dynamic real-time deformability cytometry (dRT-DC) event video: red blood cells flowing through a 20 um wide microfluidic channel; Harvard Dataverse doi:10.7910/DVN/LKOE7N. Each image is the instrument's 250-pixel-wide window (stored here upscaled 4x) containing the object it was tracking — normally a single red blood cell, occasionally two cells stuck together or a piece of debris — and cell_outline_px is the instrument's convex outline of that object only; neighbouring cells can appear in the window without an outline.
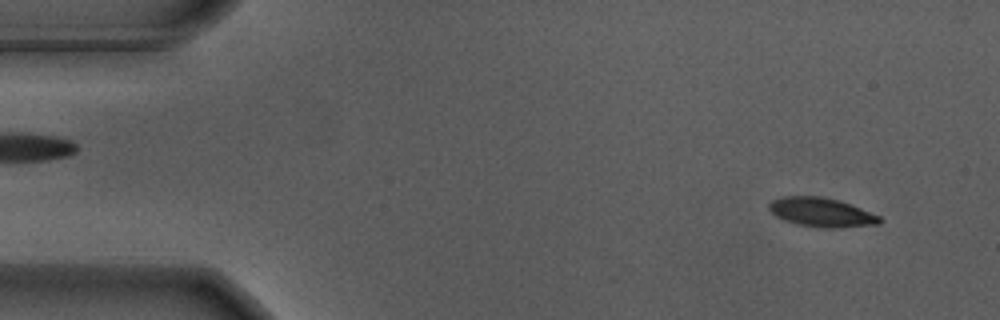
{"species": "Egyptian fruit bat (a non-hibernating species)", "species_latin": "Rousettus aegyptiacus", "temperature_condition": "warm", "stored_images_in_passage": 11, "camera_frame_rate_fps": 3000, "um_per_image_px": 0.085, "animal": {"sex": "male"}, "frame": {"image": 1, "passage_image": 4, "time_ms": 1.0, "image_size_px": [1000, 320], "cell_outline_px": [[884, 220], [880, 224], [832, 228], [824, 228], [800, 224], [784, 220], [776, 216], [768, 208], [768, 204], [772, 200], [784, 196], [820, 196], [840, 200], [880, 216]], "centroid_in_image_um": [69.84, 18.04], "position_along_channel_um": 15.2, "area_um2": 18.67}}